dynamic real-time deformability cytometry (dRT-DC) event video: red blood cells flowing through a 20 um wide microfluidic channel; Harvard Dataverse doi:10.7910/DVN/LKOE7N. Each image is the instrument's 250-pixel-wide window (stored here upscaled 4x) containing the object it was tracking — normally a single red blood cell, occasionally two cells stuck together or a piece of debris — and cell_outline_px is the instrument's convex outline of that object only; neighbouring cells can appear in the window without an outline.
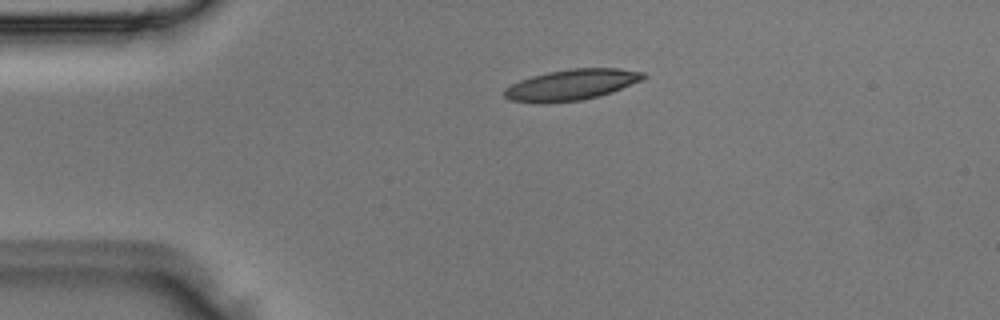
{"species": "Egyptian fruit bat (a non-hibernating species)", "species_latin": "Rousettus aegyptiacus", "temperature_condition": "room temperature", "stored_images_in_passage": 4, "camera_frame_rate_fps": 3000, "um_per_image_px": 0.085, "animal": {"sex": "male"}, "frame": {"image": 1, "passage_image": 4, "time_ms": 1.0, "image_size_px": [1000, 320], "cell_outline_px": [[648, 76], [640, 80], [612, 92], [580, 100], [540, 104], [508, 100], [504, 96], [504, 88], [520, 80], [532, 76], [548, 72], [572, 68], [616, 68], [644, 72]], "centroid_in_image_um": [48.52, 7.21], "position_along_channel_um": 36.5, "area_um2": 24.91}}